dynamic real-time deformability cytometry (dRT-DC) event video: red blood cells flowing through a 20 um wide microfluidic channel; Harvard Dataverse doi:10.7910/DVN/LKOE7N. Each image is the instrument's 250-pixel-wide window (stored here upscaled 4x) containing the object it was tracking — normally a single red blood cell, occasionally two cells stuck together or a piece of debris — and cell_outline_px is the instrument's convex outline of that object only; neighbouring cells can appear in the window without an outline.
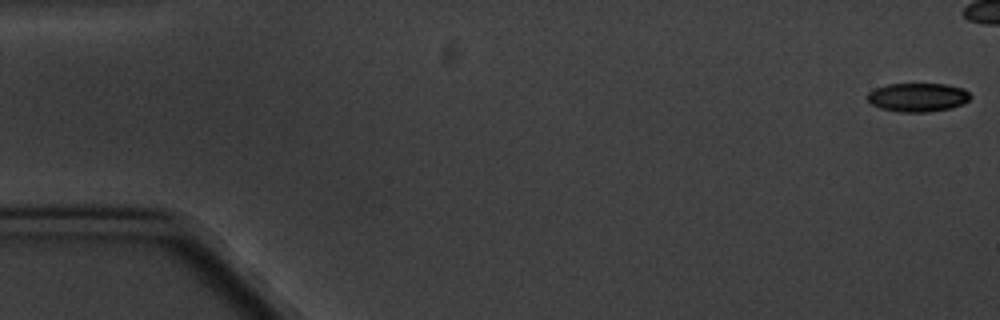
{"species": "common noctule bat (a hibernating species)", "species_latin": "Nyctalus noctula", "temperature_condition": "cold", "stored_images_in_passage": 13, "camera_frame_rate_fps": 3000, "um_per_image_px": 0.085, "animal": {"sex": "male", "body_mass_g": 20.1, "forearm_length_mm": 53.5}, "frame": {"image": 1, "passage_image": 1, "time_ms": 0.0, "image_size_px": [1000, 320], "cell_outline_px": [[972, 96], [964, 104], [948, 108], [924, 112], [900, 112], [880, 108], [872, 104], [868, 100], [868, 92], [876, 88], [888, 84], [948, 84], [964, 88]], "centroid_in_image_um": [78.03, 8.26], "position_along_channel_um": 7.0, "area_um2": 17.17}}